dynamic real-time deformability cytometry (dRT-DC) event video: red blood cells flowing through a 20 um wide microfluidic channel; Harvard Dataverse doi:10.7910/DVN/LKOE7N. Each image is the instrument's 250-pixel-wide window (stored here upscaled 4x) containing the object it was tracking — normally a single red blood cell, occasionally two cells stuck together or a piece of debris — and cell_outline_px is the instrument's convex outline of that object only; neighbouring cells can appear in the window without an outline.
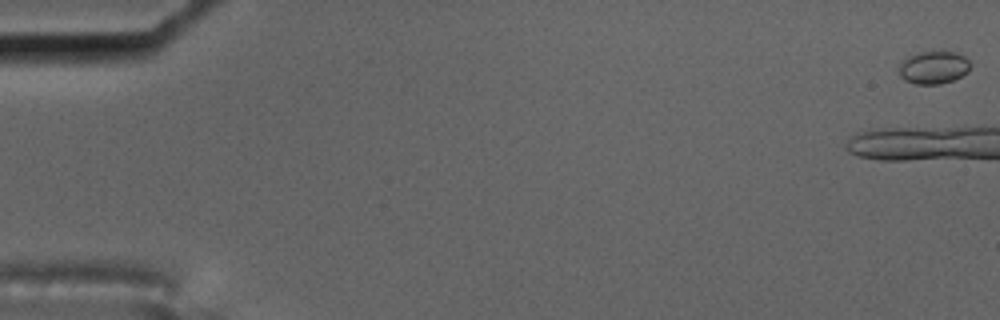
{"species": "common noctule bat (a hibernating species)", "species_latin": "Nyctalus noctula", "temperature_condition": "cold", "stored_images_in_passage": 10, "camera_frame_rate_fps": 3000, "um_per_image_px": 0.085, "animal": {"sex": "male", "body_mass_g": 17.5, "forearm_length_mm": 52.3}, "frame": {"image": 1, "passage_image": 1, "time_ms": 0.0, "image_size_px": [1000, 320], "cell_outline_px": [[972, 64], [968, 72], [952, 80], [940, 84], [916, 84], [904, 80], [900, 76], [896, 64], [900, 60], [916, 52], [944, 48], [956, 52], [964, 56]], "centroid_in_image_um": [79.32, 5.67], "position_along_channel_um": 5.7, "area_um2": 14.51}}